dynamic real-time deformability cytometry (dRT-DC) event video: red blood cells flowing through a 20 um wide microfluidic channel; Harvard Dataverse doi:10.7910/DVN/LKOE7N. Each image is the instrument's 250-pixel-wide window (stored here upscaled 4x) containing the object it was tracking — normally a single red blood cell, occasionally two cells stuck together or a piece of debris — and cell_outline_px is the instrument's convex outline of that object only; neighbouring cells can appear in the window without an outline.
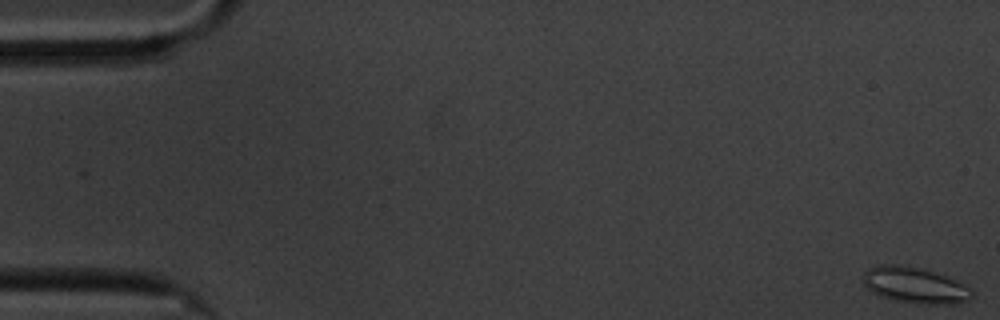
{"species": "common noctule bat (a hibernating species)", "species_latin": "Nyctalus noctula", "temperature_condition": "cold", "stored_images_in_passage": 60, "camera_frame_rate_fps": 3000, "um_per_image_px": 0.085, "animal": {"sex": "male", "body_mass_g": 20.1, "forearm_length_mm": 53.5}, "frame": {"image": 1, "passage_image": 1, "time_ms": 0.0, "image_size_px": [1000, 320], "cell_outline_px": [[972, 296], [968, 300], [960, 304], [928, 304], [896, 300], [880, 296], [872, 292], [864, 284], [864, 272], [868, 268], [876, 264], [896, 264], [924, 268], [948, 276], [968, 288], [972, 292]], "centroid_in_image_um": [77.75, 24.22], "position_along_channel_um": 7.2, "area_um2": 22.83}}
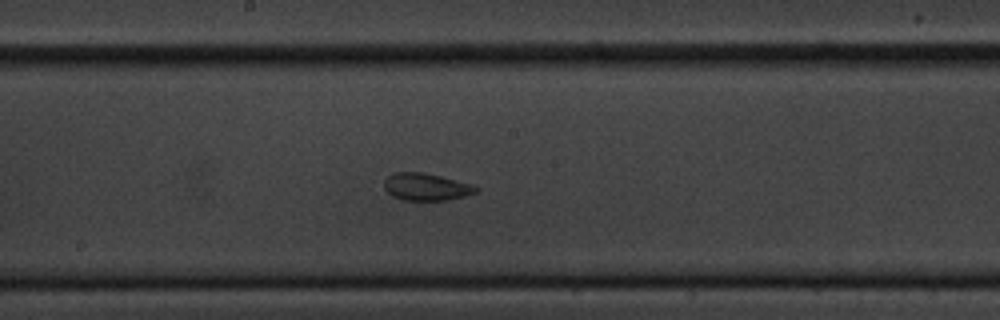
{"frame": {"image": 2, "passage_image": 32, "time_ms": 10.333, "image_size_px": [1000, 320], "cell_outline_px": [[480, 188], [476, 192], [464, 196], [448, 200], [400, 200], [392, 196], [384, 188], [384, 180], [388, 176], [396, 172], [424, 172], [472, 184]], "centroid_in_image_um": [36.21, 15.88], "position_along_channel_um": 212.0, "area_um2": 14.62}}
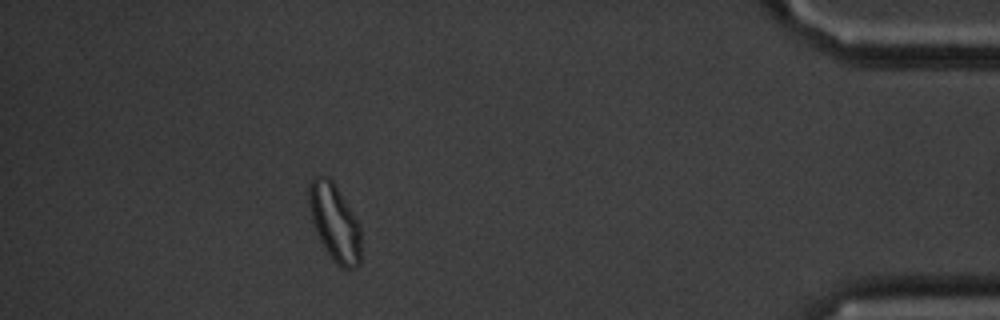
{"frame": {"image": 3, "passage_image": 54, "time_ms": 17.667, "image_size_px": [1000, 320], "cell_outline_px": [[360, 264], [352, 268], [344, 268], [336, 264], [332, 260], [324, 248], [316, 232], [312, 220], [308, 200], [308, 184], [316, 176], [328, 176], [332, 180], [352, 212], [360, 228]], "centroid_in_image_um": [28.42, 18.92], "position_along_channel_um": 406.8, "area_um2": 23.12}, "authors_computed_cell_mechanics": {"area_um2": 17.918, "velocity_mm_per_s": 3.3425, "shape_relaxation_time_tau1_ms": null, "shape_relaxation_time_tau2_ms": 2.0247, "deformation_change_tau1": null, "deformation_change_tau2": 0.0622}}